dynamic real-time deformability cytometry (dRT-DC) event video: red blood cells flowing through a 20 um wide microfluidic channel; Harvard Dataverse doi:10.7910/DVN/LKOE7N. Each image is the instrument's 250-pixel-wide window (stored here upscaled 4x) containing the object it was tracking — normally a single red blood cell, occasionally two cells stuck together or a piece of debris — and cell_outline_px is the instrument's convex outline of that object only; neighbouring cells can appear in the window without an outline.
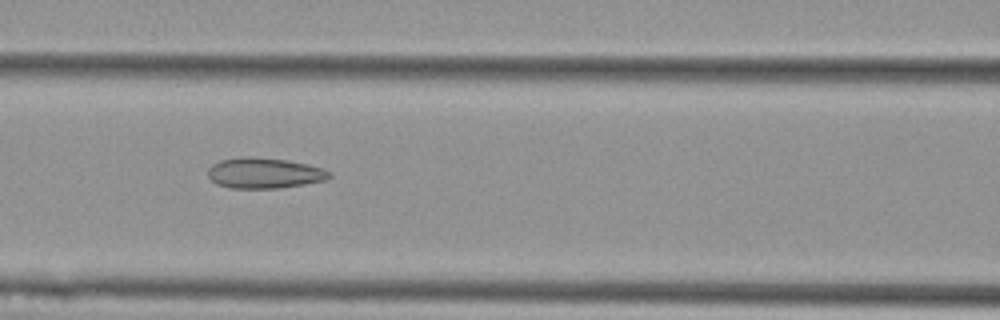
{"species": "Egyptian fruit bat (a non-hibernating species)", "species_latin": "Rousettus aegyptiacus", "temperature_condition": "cold", "stored_images_in_passage": 8, "camera_frame_rate_fps": 3000, "um_per_image_px": 0.085, "animal": {"sex": "female"}, "frame": {"image": 1, "passage_image": 7, "time_ms": 2.0, "image_size_px": [1000, 320], "cell_outline_px": [[332, 176], [328, 180], [280, 188], [232, 188], [216, 184], [208, 176], [208, 168], [212, 164], [220, 160], [240, 156], [252, 156], [288, 160], [308, 164], [332, 172]], "centroid_in_image_um": [22.47, 14.7], "position_along_channel_um": 144.1, "area_um2": 21.91}}
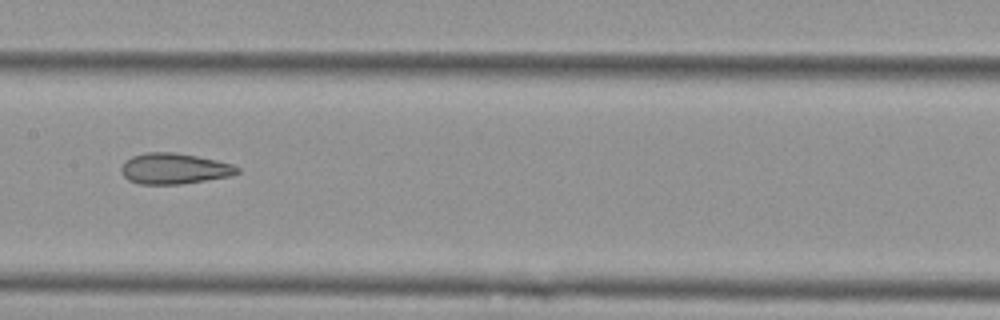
{"frame": {"image": 2, "passage_image": 8, "time_ms": 2.333, "image_size_px": [1000, 320], "cell_outline_px": [[240, 172], [228, 176], [180, 184], [140, 184], [128, 180], [120, 172], [120, 168], [124, 160], [132, 156], [144, 152], [172, 152], [196, 156], [216, 160], [232, 164], [240, 168]], "centroid_in_image_um": [14.75, 14.32], "position_along_channel_um": 192.6, "area_um2": 20.81}}